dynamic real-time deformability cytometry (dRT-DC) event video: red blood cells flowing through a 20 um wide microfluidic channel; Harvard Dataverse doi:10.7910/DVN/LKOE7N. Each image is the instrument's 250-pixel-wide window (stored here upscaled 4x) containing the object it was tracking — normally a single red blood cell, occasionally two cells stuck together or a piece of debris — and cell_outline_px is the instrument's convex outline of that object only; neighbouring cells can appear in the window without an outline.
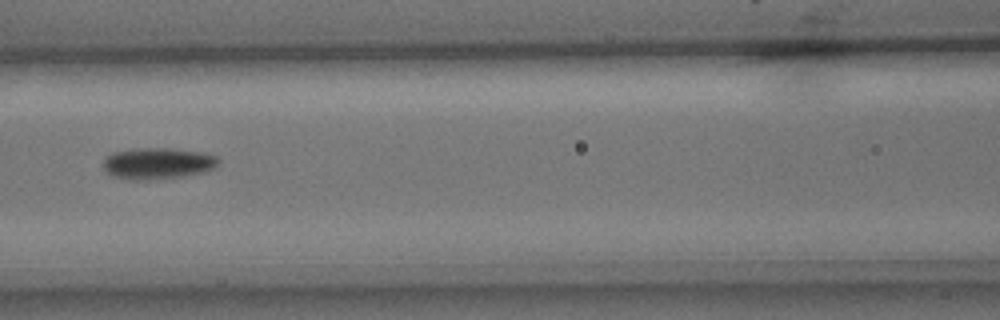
{"species": "common noctule bat (a hibernating species)", "species_latin": "Nyctalus noctula", "temperature_condition": "cold", "stored_images_in_passage": 8, "camera_frame_rate_fps": 3000, "um_per_image_px": 0.085, "animal": {"sex": "male", "body_mass_g": 15.6}, "frame": {"image": 1, "passage_image": 6, "time_ms": 1.667, "image_size_px": [1000, 320], "cell_outline_px": [[220, 164], [216, 168], [204, 172], [184, 176], [148, 180], [136, 180], [116, 176], [108, 172], [104, 168], [104, 160], [112, 152], [140, 148], [164, 148], [204, 152], [216, 156], [220, 160]], "centroid_in_image_um": [13.49, 13.88], "position_along_channel_um": 153.1, "area_um2": 20.98}}
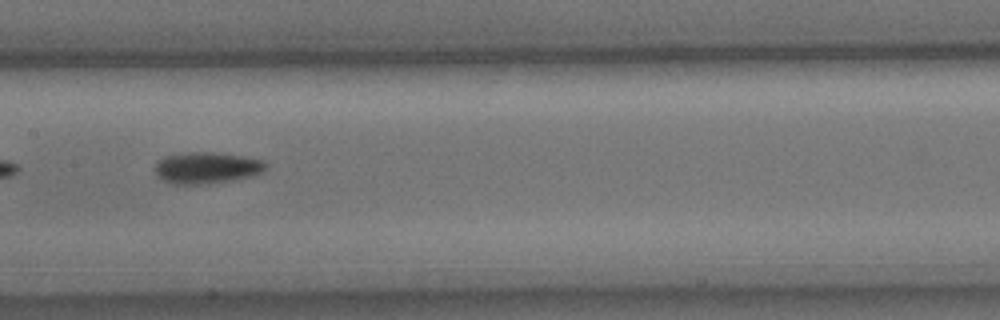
{"frame": {"image": 2, "passage_image": 7, "time_ms": 2.0, "image_size_px": [1000, 320], "cell_outline_px": [[268, 164], [264, 172], [256, 176], [236, 180], [208, 184], [168, 184], [156, 176], [156, 164], [164, 156], [192, 152], [212, 152], [240, 156], [264, 160]], "centroid_in_image_um": [17.62, 14.29], "position_along_channel_um": 189.8, "area_um2": 20.63}}
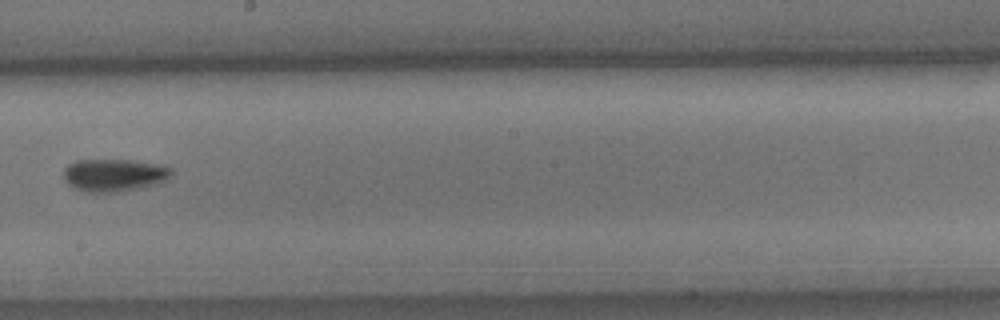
{"frame": {"image": 3, "passage_image": 8, "time_ms": 2.333, "image_size_px": [1000, 320], "cell_outline_px": [[172, 176], [156, 184], [140, 188], [120, 192], [84, 192], [72, 188], [64, 180], [64, 168], [68, 164], [76, 160], [128, 160], [156, 164], [172, 168]], "centroid_in_image_um": [9.66, 14.89], "position_along_channel_um": 238.5, "area_um2": 20.58}}